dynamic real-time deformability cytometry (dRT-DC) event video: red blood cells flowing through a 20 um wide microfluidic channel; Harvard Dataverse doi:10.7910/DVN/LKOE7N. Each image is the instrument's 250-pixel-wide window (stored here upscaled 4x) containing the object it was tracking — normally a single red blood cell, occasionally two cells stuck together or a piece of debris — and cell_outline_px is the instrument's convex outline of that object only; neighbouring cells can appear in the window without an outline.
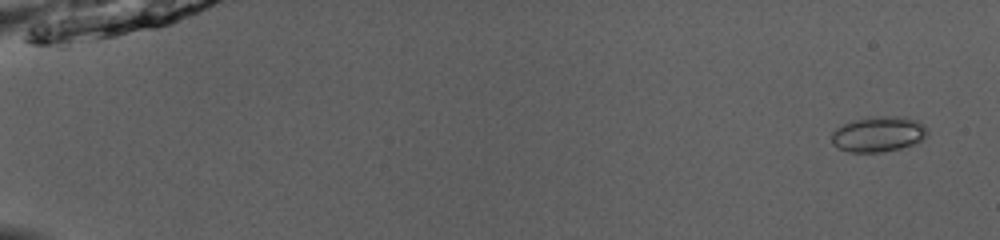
{"species": "common noctule bat (a hibernating species)", "species_latin": "Nyctalus noctula", "temperature_condition": "room temperature", "stored_images_in_passage": 52, "camera_frame_rate_fps": 3000, "um_per_image_px": 0.085, "animal": {"sex": "male", "body_mass_g": 13.0, "forearm_length_mm": 53.1}, "frame": {"image": 1, "passage_image": 3, "time_ms": 0.667, "image_size_px": [1000, 240], "cell_outline_px": [[928, 136], [924, 140], [900, 148], [880, 152], [848, 152], [832, 144], [832, 132], [836, 128], [852, 120], [876, 116], [904, 116], [920, 120], [928, 128]], "centroid_in_image_um": [74.72, 11.38], "position_along_channel_um": 10.3, "area_um2": 20.06}}
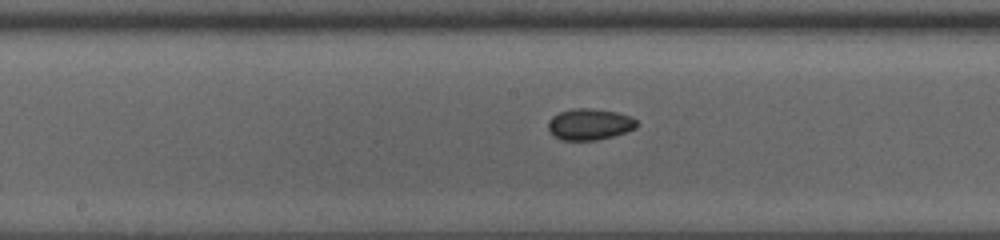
{"frame": {"image": 2, "passage_image": 29, "time_ms": 9.333, "image_size_px": [1000, 240], "cell_outline_px": [[636, 128], [628, 132], [596, 140], [560, 140], [548, 128], [548, 120], [552, 116], [560, 112], [572, 108], [592, 108], [616, 112], [632, 116], [636, 120]], "centroid_in_image_um": [50.13, 10.55], "position_along_channel_um": 198.1, "area_um2": 16.18}}
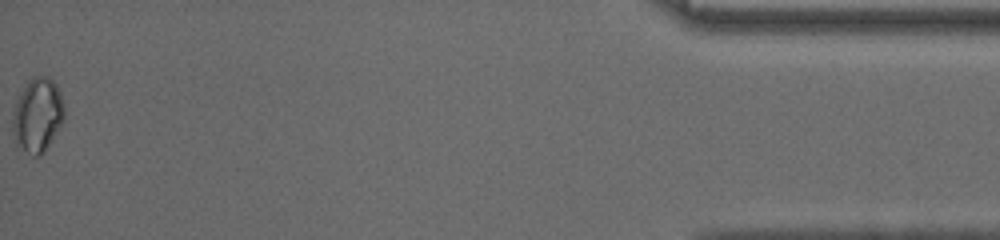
{"frame": {"image": 3, "passage_image": 52, "time_ms": 17.0, "image_size_px": [1000, 240], "cell_outline_px": [[64, 120], [44, 152], [40, 156], [32, 156], [12, 136], [12, 112], [16, 100], [28, 80], [32, 76], [48, 76], [56, 84], [60, 92], [64, 104]], "centroid_in_image_um": [3.19, 9.75], "position_along_channel_um": 432.0, "area_um2": 22.31}, "authors_computed_cell_mechanics": {"area_um2": 16.5308, "velocity_mm_per_s": 4.0675, "shape_relaxation_time_tau1_ms": null, "shape_relaxation_time_tau2_ms": 4.2283, "deformation_change_tau1": null, "deformation_change_tau2": 0.0474}}